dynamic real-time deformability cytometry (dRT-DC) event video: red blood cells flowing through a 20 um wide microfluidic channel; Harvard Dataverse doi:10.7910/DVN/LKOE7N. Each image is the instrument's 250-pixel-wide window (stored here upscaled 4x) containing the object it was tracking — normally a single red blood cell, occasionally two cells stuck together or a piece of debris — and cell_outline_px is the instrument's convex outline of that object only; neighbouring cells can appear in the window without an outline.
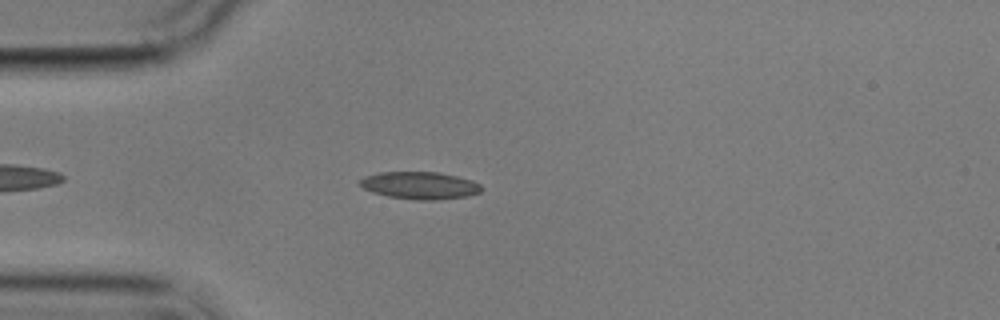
{"species": "common noctule bat (a hibernating species)", "species_latin": "Nyctalus noctula", "temperature_condition": "cold", "stored_images_in_passage": 3, "camera_frame_rate_fps": 3000, "um_per_image_px": 0.085, "animal": {"sex": "male", "body_mass_g": 17.9}, "frame": {"image": 1, "passage_image": 3, "time_ms": 2.333, "image_size_px": [1000, 320], "cell_outline_px": [[484, 188], [480, 192], [464, 196], [436, 200], [416, 200], [388, 196], [372, 192], [364, 188], [360, 184], [360, 180], [364, 176], [380, 172], [440, 172], [472, 180], [480, 184]], "centroid_in_image_um": [35.69, 15.75], "position_along_channel_um": 49.3, "area_um2": 19.31}}